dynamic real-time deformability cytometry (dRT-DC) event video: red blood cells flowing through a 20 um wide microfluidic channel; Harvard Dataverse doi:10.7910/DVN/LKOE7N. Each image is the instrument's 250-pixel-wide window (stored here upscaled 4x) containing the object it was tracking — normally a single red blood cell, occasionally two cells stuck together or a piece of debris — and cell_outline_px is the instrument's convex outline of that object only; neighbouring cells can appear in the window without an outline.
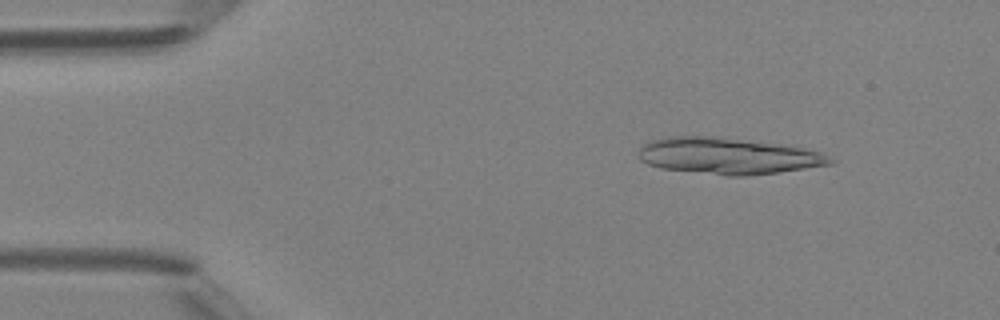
{"species": "Egyptian fruit bat (a non-hibernating species)", "species_latin": "Rousettus aegyptiacus", "temperature_condition": "room temperature", "stored_images_in_passage": 47, "segment_of_instrument_passage": [1, 2], "camera_frame_rate_fps": 3000, "um_per_image_px": 0.085, "animal": {"sex": "female"}, "frame": {"image": 1, "passage_image": 6, "time_ms": 1.667, "image_size_px": [1000, 320], "cell_outline_px": [[836, 160], [832, 164], [776, 172], [744, 176], [728, 176], [660, 168], [648, 164], [640, 160], [636, 156], [640, 148], [644, 144], [652, 140], [664, 136], [712, 136], [776, 144], [804, 148], [820, 152]], "centroid_in_image_um": [61.82, 13.25], "position_along_channel_um": 23.2, "area_um2": 40.46}}